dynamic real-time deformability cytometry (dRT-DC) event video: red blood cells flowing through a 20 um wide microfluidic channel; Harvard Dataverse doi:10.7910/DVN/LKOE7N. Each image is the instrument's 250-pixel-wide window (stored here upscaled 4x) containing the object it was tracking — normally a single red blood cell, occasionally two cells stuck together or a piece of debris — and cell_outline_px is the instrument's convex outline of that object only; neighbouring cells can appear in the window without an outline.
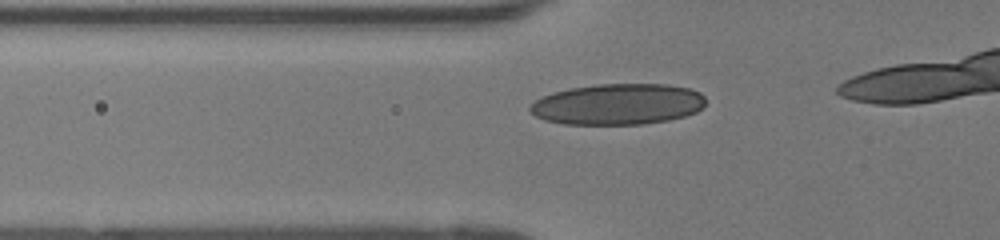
{"species": "human", "species_latin": "Homo sapiens", "temperature_condition": "room temperature", "stored_images_in_passage": 21, "camera_frame_rate_fps": 3000, "um_per_image_px": 0.085, "donor": {"sex": "female"}, "frame": {"image": 1, "passage_image": 9, "time_ms": 2.667, "image_size_px": [1000, 240], "cell_outline_px": [[704, 104], [696, 112], [684, 116], [668, 120], [644, 124], [564, 124], [544, 120], [536, 116], [528, 108], [536, 100], [552, 92], [568, 88], [596, 84], [668, 84], [688, 88], [700, 92], [704, 96]], "centroid_in_image_um": [52.51, 8.85], "position_along_channel_um": 73.3, "area_um2": 41.96}}
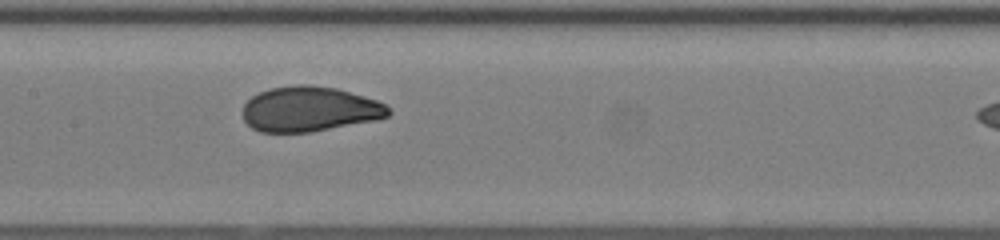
{"frame": {"image": 2, "passage_image": 17, "time_ms": 5.333, "image_size_px": [1000, 240], "cell_outline_px": [[392, 112], [388, 116], [376, 120], [308, 132], [260, 132], [252, 128], [244, 120], [244, 104], [252, 96], [260, 92], [272, 88], [296, 84], [308, 84], [336, 88], [364, 96], [376, 100], [392, 108]], "centroid_in_image_um": [26.33, 9.27], "position_along_channel_um": 181.1, "area_um2": 38.15}}
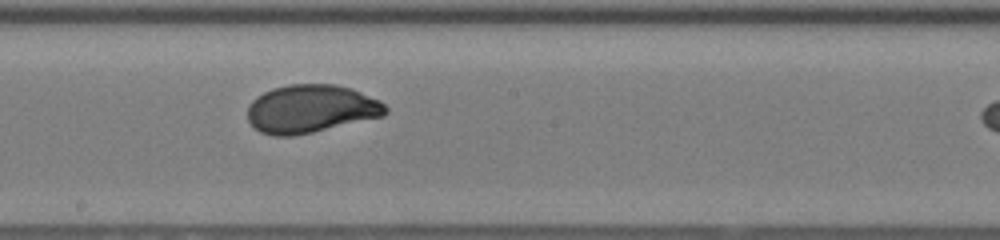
{"frame": {"image": 3, "passage_image": 20, "time_ms": 6.333, "image_size_px": [1000, 240], "cell_outline_px": [[388, 112], [384, 116], [312, 132], [292, 136], [272, 136], [260, 132], [248, 120], [248, 104], [256, 96], [272, 88], [288, 84], [336, 84], [352, 88], [380, 100], [388, 108]], "centroid_in_image_um": [26.43, 9.24], "position_along_channel_um": 221.8, "area_um2": 38.9}}